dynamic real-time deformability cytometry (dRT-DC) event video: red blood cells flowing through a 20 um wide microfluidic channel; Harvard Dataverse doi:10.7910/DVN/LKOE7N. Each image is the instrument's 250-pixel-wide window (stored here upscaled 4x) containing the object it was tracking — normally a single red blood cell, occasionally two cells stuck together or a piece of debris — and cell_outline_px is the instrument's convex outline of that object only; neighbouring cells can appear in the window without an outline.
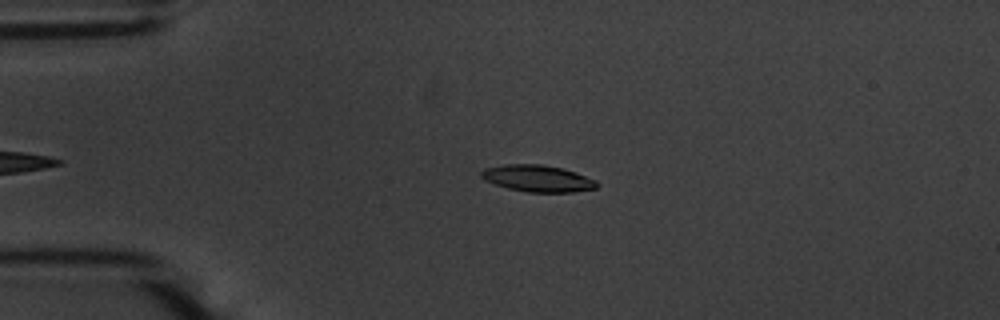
{"species": "common noctule bat (a hibernating species)", "species_latin": "Nyctalus noctula", "temperature_condition": "warm", "stored_images_in_passage": 43, "camera_frame_rate_fps": 3000, "um_per_image_px": 0.085, "animal": {"sex": "male", "body_mass_g": 20.1, "forearm_length_mm": 53.5}, "frame": {"image": 1, "passage_image": 6, "time_ms": 1.667, "image_size_px": [1000, 320], "cell_outline_px": [[600, 184], [596, 188], [572, 192], [528, 192], [508, 188], [484, 180], [480, 176], [480, 172], [484, 168], [504, 164], [540, 164], [564, 168], [576, 172], [596, 180]], "centroid_in_image_um": [45.71, 15.16], "position_along_channel_um": 39.3, "area_um2": 18.09}}
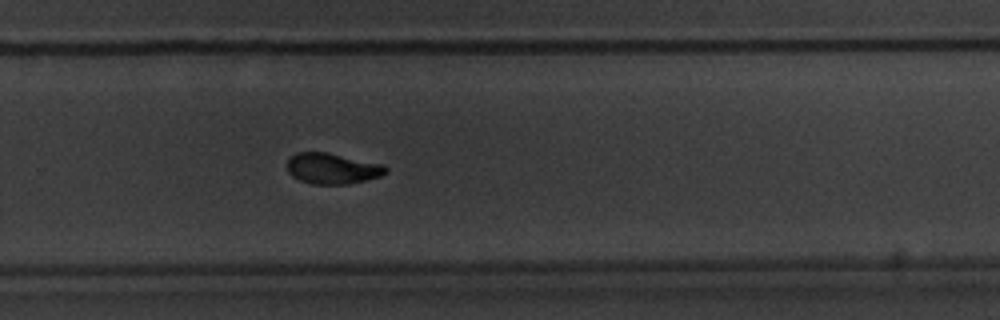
{"frame": {"image": 2, "passage_image": 30, "time_ms": 9.667, "image_size_px": [1000, 320], "cell_outline_px": [[388, 172], [380, 176], [348, 184], [312, 184], [300, 180], [292, 176], [288, 172], [288, 160], [296, 152], [328, 152], [384, 164], [388, 168]], "centroid_in_image_um": [28.27, 14.31], "position_along_channel_um": 301.5, "area_um2": 17.74}}
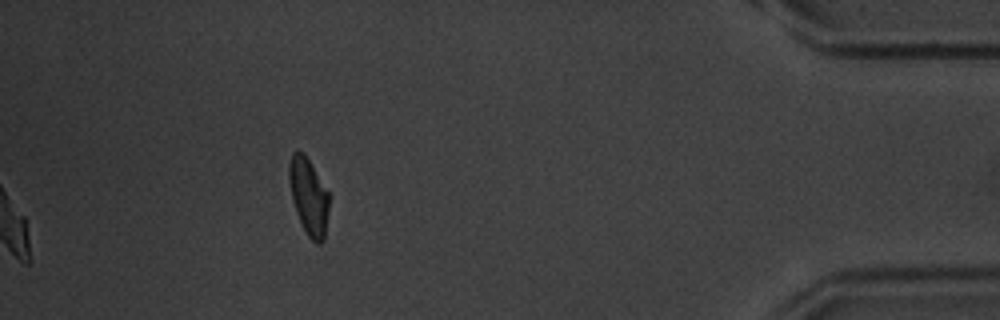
{"frame": {"image": 3, "passage_image": 43, "time_ms": 14.0, "image_size_px": [1000, 320], "cell_outline_px": [[328, 212], [324, 240], [320, 244], [316, 244], [308, 236], [296, 212], [292, 200], [288, 176], [288, 164], [292, 152], [300, 152], [308, 160], [328, 192]], "centroid_in_image_um": [26.22, 16.73], "position_along_channel_um": 409.0, "area_um2": 17.46}, "authors_computed_cell_mechanics": {"area_um2": 17.9758, "velocity_mm_per_s": 3.6769, "shape_relaxation_time_tau1_ms": 2.5721, "shape_relaxation_time_tau2_ms": 8.1855, "deformation_change_tau1": 0.1484, "deformation_change_tau2": 0.0971}}